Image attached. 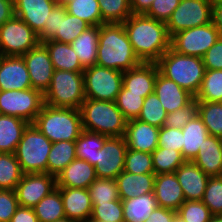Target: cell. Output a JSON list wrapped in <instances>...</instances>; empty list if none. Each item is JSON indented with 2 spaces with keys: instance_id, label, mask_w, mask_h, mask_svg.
Returning a JSON list of instances; mask_svg holds the SVG:
<instances>
[{
  "instance_id": "1",
  "label": "cell",
  "mask_w": 222,
  "mask_h": 222,
  "mask_svg": "<svg viewBox=\"0 0 222 222\" xmlns=\"http://www.w3.org/2000/svg\"><path fill=\"white\" fill-rule=\"evenodd\" d=\"M123 26L141 62L156 63L170 48L171 37L164 22L144 14H132L123 22Z\"/></svg>"
},
{
  "instance_id": "2",
  "label": "cell",
  "mask_w": 222,
  "mask_h": 222,
  "mask_svg": "<svg viewBox=\"0 0 222 222\" xmlns=\"http://www.w3.org/2000/svg\"><path fill=\"white\" fill-rule=\"evenodd\" d=\"M140 63L123 23H104L99 26L96 65L124 72Z\"/></svg>"
},
{
  "instance_id": "3",
  "label": "cell",
  "mask_w": 222,
  "mask_h": 222,
  "mask_svg": "<svg viewBox=\"0 0 222 222\" xmlns=\"http://www.w3.org/2000/svg\"><path fill=\"white\" fill-rule=\"evenodd\" d=\"M79 110L83 130L108 137L124 136L128 120L115 101L86 98Z\"/></svg>"
},
{
  "instance_id": "4",
  "label": "cell",
  "mask_w": 222,
  "mask_h": 222,
  "mask_svg": "<svg viewBox=\"0 0 222 222\" xmlns=\"http://www.w3.org/2000/svg\"><path fill=\"white\" fill-rule=\"evenodd\" d=\"M33 124L52 143L76 141L83 131L80 110L75 108L44 104Z\"/></svg>"
},
{
  "instance_id": "5",
  "label": "cell",
  "mask_w": 222,
  "mask_h": 222,
  "mask_svg": "<svg viewBox=\"0 0 222 222\" xmlns=\"http://www.w3.org/2000/svg\"><path fill=\"white\" fill-rule=\"evenodd\" d=\"M156 63L163 76L196 96L205 73L202 58L182 55L169 48Z\"/></svg>"
},
{
  "instance_id": "6",
  "label": "cell",
  "mask_w": 222,
  "mask_h": 222,
  "mask_svg": "<svg viewBox=\"0 0 222 222\" xmlns=\"http://www.w3.org/2000/svg\"><path fill=\"white\" fill-rule=\"evenodd\" d=\"M51 147L52 142L33 123H29L14 153L22 173H47V160Z\"/></svg>"
},
{
  "instance_id": "7",
  "label": "cell",
  "mask_w": 222,
  "mask_h": 222,
  "mask_svg": "<svg viewBox=\"0 0 222 222\" xmlns=\"http://www.w3.org/2000/svg\"><path fill=\"white\" fill-rule=\"evenodd\" d=\"M86 99L83 72L55 70L44 93V103L51 107L80 109Z\"/></svg>"
},
{
  "instance_id": "8",
  "label": "cell",
  "mask_w": 222,
  "mask_h": 222,
  "mask_svg": "<svg viewBox=\"0 0 222 222\" xmlns=\"http://www.w3.org/2000/svg\"><path fill=\"white\" fill-rule=\"evenodd\" d=\"M85 97L116 101L123 84V72L93 65L83 71Z\"/></svg>"
},
{
  "instance_id": "9",
  "label": "cell",
  "mask_w": 222,
  "mask_h": 222,
  "mask_svg": "<svg viewBox=\"0 0 222 222\" xmlns=\"http://www.w3.org/2000/svg\"><path fill=\"white\" fill-rule=\"evenodd\" d=\"M44 94L34 88L0 90V114L22 118L33 123L44 105Z\"/></svg>"
},
{
  "instance_id": "10",
  "label": "cell",
  "mask_w": 222,
  "mask_h": 222,
  "mask_svg": "<svg viewBox=\"0 0 222 222\" xmlns=\"http://www.w3.org/2000/svg\"><path fill=\"white\" fill-rule=\"evenodd\" d=\"M39 43L38 34L15 15L0 27V55L22 56Z\"/></svg>"
},
{
  "instance_id": "11",
  "label": "cell",
  "mask_w": 222,
  "mask_h": 222,
  "mask_svg": "<svg viewBox=\"0 0 222 222\" xmlns=\"http://www.w3.org/2000/svg\"><path fill=\"white\" fill-rule=\"evenodd\" d=\"M213 22L179 31L171 36L170 48L176 53L202 58L220 37Z\"/></svg>"
},
{
  "instance_id": "12",
  "label": "cell",
  "mask_w": 222,
  "mask_h": 222,
  "mask_svg": "<svg viewBox=\"0 0 222 222\" xmlns=\"http://www.w3.org/2000/svg\"><path fill=\"white\" fill-rule=\"evenodd\" d=\"M212 4L213 0H181L166 23L169 36L212 22Z\"/></svg>"
},
{
  "instance_id": "13",
  "label": "cell",
  "mask_w": 222,
  "mask_h": 222,
  "mask_svg": "<svg viewBox=\"0 0 222 222\" xmlns=\"http://www.w3.org/2000/svg\"><path fill=\"white\" fill-rule=\"evenodd\" d=\"M57 187L56 177L48 173L23 174L15 188L18 204L33 208Z\"/></svg>"
},
{
  "instance_id": "14",
  "label": "cell",
  "mask_w": 222,
  "mask_h": 222,
  "mask_svg": "<svg viewBox=\"0 0 222 222\" xmlns=\"http://www.w3.org/2000/svg\"><path fill=\"white\" fill-rule=\"evenodd\" d=\"M127 149L124 136L108 137L98 150L97 163L94 166L96 176L115 179L124 169Z\"/></svg>"
},
{
  "instance_id": "15",
  "label": "cell",
  "mask_w": 222,
  "mask_h": 222,
  "mask_svg": "<svg viewBox=\"0 0 222 222\" xmlns=\"http://www.w3.org/2000/svg\"><path fill=\"white\" fill-rule=\"evenodd\" d=\"M22 57L27 66L32 88L44 94L50 86L55 71L46 46L39 43Z\"/></svg>"
},
{
  "instance_id": "16",
  "label": "cell",
  "mask_w": 222,
  "mask_h": 222,
  "mask_svg": "<svg viewBox=\"0 0 222 222\" xmlns=\"http://www.w3.org/2000/svg\"><path fill=\"white\" fill-rule=\"evenodd\" d=\"M29 88H32V85L23 57L0 55V90Z\"/></svg>"
},
{
  "instance_id": "17",
  "label": "cell",
  "mask_w": 222,
  "mask_h": 222,
  "mask_svg": "<svg viewBox=\"0 0 222 222\" xmlns=\"http://www.w3.org/2000/svg\"><path fill=\"white\" fill-rule=\"evenodd\" d=\"M159 68L154 62H141L136 67L123 72V86L128 93L142 94L146 98L154 93V85Z\"/></svg>"
},
{
  "instance_id": "18",
  "label": "cell",
  "mask_w": 222,
  "mask_h": 222,
  "mask_svg": "<svg viewBox=\"0 0 222 222\" xmlns=\"http://www.w3.org/2000/svg\"><path fill=\"white\" fill-rule=\"evenodd\" d=\"M159 129L138 119L128 120L124 134L128 149L152 153L158 147Z\"/></svg>"
},
{
  "instance_id": "19",
  "label": "cell",
  "mask_w": 222,
  "mask_h": 222,
  "mask_svg": "<svg viewBox=\"0 0 222 222\" xmlns=\"http://www.w3.org/2000/svg\"><path fill=\"white\" fill-rule=\"evenodd\" d=\"M61 194L65 216L76 222H88L92 214V202L88 189L56 187Z\"/></svg>"
},
{
  "instance_id": "20",
  "label": "cell",
  "mask_w": 222,
  "mask_h": 222,
  "mask_svg": "<svg viewBox=\"0 0 222 222\" xmlns=\"http://www.w3.org/2000/svg\"><path fill=\"white\" fill-rule=\"evenodd\" d=\"M56 4V0H14V13L39 34Z\"/></svg>"
},
{
  "instance_id": "21",
  "label": "cell",
  "mask_w": 222,
  "mask_h": 222,
  "mask_svg": "<svg viewBox=\"0 0 222 222\" xmlns=\"http://www.w3.org/2000/svg\"><path fill=\"white\" fill-rule=\"evenodd\" d=\"M174 173L186 201L202 200L209 176L192 161H186Z\"/></svg>"
},
{
  "instance_id": "22",
  "label": "cell",
  "mask_w": 222,
  "mask_h": 222,
  "mask_svg": "<svg viewBox=\"0 0 222 222\" xmlns=\"http://www.w3.org/2000/svg\"><path fill=\"white\" fill-rule=\"evenodd\" d=\"M153 193L158 206L176 212L186 201L175 173L155 175Z\"/></svg>"
},
{
  "instance_id": "23",
  "label": "cell",
  "mask_w": 222,
  "mask_h": 222,
  "mask_svg": "<svg viewBox=\"0 0 222 222\" xmlns=\"http://www.w3.org/2000/svg\"><path fill=\"white\" fill-rule=\"evenodd\" d=\"M154 93L158 96L166 113H172L188 104L194 96L174 81L167 79L160 72L154 85Z\"/></svg>"
},
{
  "instance_id": "24",
  "label": "cell",
  "mask_w": 222,
  "mask_h": 222,
  "mask_svg": "<svg viewBox=\"0 0 222 222\" xmlns=\"http://www.w3.org/2000/svg\"><path fill=\"white\" fill-rule=\"evenodd\" d=\"M96 179L94 166L76 158L56 177V182L57 187L88 189Z\"/></svg>"
},
{
  "instance_id": "25",
  "label": "cell",
  "mask_w": 222,
  "mask_h": 222,
  "mask_svg": "<svg viewBox=\"0 0 222 222\" xmlns=\"http://www.w3.org/2000/svg\"><path fill=\"white\" fill-rule=\"evenodd\" d=\"M192 162L209 177L222 176V139L209 135Z\"/></svg>"
},
{
  "instance_id": "26",
  "label": "cell",
  "mask_w": 222,
  "mask_h": 222,
  "mask_svg": "<svg viewBox=\"0 0 222 222\" xmlns=\"http://www.w3.org/2000/svg\"><path fill=\"white\" fill-rule=\"evenodd\" d=\"M115 180L121 200H128L154 191V173L134 174L122 171Z\"/></svg>"
},
{
  "instance_id": "27",
  "label": "cell",
  "mask_w": 222,
  "mask_h": 222,
  "mask_svg": "<svg viewBox=\"0 0 222 222\" xmlns=\"http://www.w3.org/2000/svg\"><path fill=\"white\" fill-rule=\"evenodd\" d=\"M182 132V156L186 161H193L209 132L199 115L190 120L182 128Z\"/></svg>"
},
{
  "instance_id": "28",
  "label": "cell",
  "mask_w": 222,
  "mask_h": 222,
  "mask_svg": "<svg viewBox=\"0 0 222 222\" xmlns=\"http://www.w3.org/2000/svg\"><path fill=\"white\" fill-rule=\"evenodd\" d=\"M49 54L55 70H66L72 72H83L79 58L69 43H61L49 40L43 43Z\"/></svg>"
},
{
  "instance_id": "29",
  "label": "cell",
  "mask_w": 222,
  "mask_h": 222,
  "mask_svg": "<svg viewBox=\"0 0 222 222\" xmlns=\"http://www.w3.org/2000/svg\"><path fill=\"white\" fill-rule=\"evenodd\" d=\"M99 43V26H90L70 44L84 68L96 65Z\"/></svg>"
},
{
  "instance_id": "30",
  "label": "cell",
  "mask_w": 222,
  "mask_h": 222,
  "mask_svg": "<svg viewBox=\"0 0 222 222\" xmlns=\"http://www.w3.org/2000/svg\"><path fill=\"white\" fill-rule=\"evenodd\" d=\"M28 124L22 118L0 114V153H15Z\"/></svg>"
},
{
  "instance_id": "31",
  "label": "cell",
  "mask_w": 222,
  "mask_h": 222,
  "mask_svg": "<svg viewBox=\"0 0 222 222\" xmlns=\"http://www.w3.org/2000/svg\"><path fill=\"white\" fill-rule=\"evenodd\" d=\"M76 158L75 141L52 143L47 160V173L57 177Z\"/></svg>"
},
{
  "instance_id": "32",
  "label": "cell",
  "mask_w": 222,
  "mask_h": 222,
  "mask_svg": "<svg viewBox=\"0 0 222 222\" xmlns=\"http://www.w3.org/2000/svg\"><path fill=\"white\" fill-rule=\"evenodd\" d=\"M124 222H144L158 206L154 193L122 200Z\"/></svg>"
},
{
  "instance_id": "33",
  "label": "cell",
  "mask_w": 222,
  "mask_h": 222,
  "mask_svg": "<svg viewBox=\"0 0 222 222\" xmlns=\"http://www.w3.org/2000/svg\"><path fill=\"white\" fill-rule=\"evenodd\" d=\"M90 25L84 20L70 15L64 5L59 4V24L56 36L52 39L61 43H71Z\"/></svg>"
},
{
  "instance_id": "34",
  "label": "cell",
  "mask_w": 222,
  "mask_h": 222,
  "mask_svg": "<svg viewBox=\"0 0 222 222\" xmlns=\"http://www.w3.org/2000/svg\"><path fill=\"white\" fill-rule=\"evenodd\" d=\"M108 136L83 130L76 142L77 158L89 162L92 166L97 163L98 150L103 147Z\"/></svg>"
},
{
  "instance_id": "35",
  "label": "cell",
  "mask_w": 222,
  "mask_h": 222,
  "mask_svg": "<svg viewBox=\"0 0 222 222\" xmlns=\"http://www.w3.org/2000/svg\"><path fill=\"white\" fill-rule=\"evenodd\" d=\"M39 222H53L65 218L60 191L56 188L33 207Z\"/></svg>"
},
{
  "instance_id": "36",
  "label": "cell",
  "mask_w": 222,
  "mask_h": 222,
  "mask_svg": "<svg viewBox=\"0 0 222 222\" xmlns=\"http://www.w3.org/2000/svg\"><path fill=\"white\" fill-rule=\"evenodd\" d=\"M64 6L70 15L79 17L90 26H100L105 23L102 20L98 0H74Z\"/></svg>"
},
{
  "instance_id": "37",
  "label": "cell",
  "mask_w": 222,
  "mask_h": 222,
  "mask_svg": "<svg viewBox=\"0 0 222 222\" xmlns=\"http://www.w3.org/2000/svg\"><path fill=\"white\" fill-rule=\"evenodd\" d=\"M151 155L155 175L174 173L186 162L182 153L173 149L157 147Z\"/></svg>"
},
{
  "instance_id": "38",
  "label": "cell",
  "mask_w": 222,
  "mask_h": 222,
  "mask_svg": "<svg viewBox=\"0 0 222 222\" xmlns=\"http://www.w3.org/2000/svg\"><path fill=\"white\" fill-rule=\"evenodd\" d=\"M195 98L198 102L222 101V70H205L201 87Z\"/></svg>"
},
{
  "instance_id": "39",
  "label": "cell",
  "mask_w": 222,
  "mask_h": 222,
  "mask_svg": "<svg viewBox=\"0 0 222 222\" xmlns=\"http://www.w3.org/2000/svg\"><path fill=\"white\" fill-rule=\"evenodd\" d=\"M22 171L14 153H0V189L15 190Z\"/></svg>"
},
{
  "instance_id": "40",
  "label": "cell",
  "mask_w": 222,
  "mask_h": 222,
  "mask_svg": "<svg viewBox=\"0 0 222 222\" xmlns=\"http://www.w3.org/2000/svg\"><path fill=\"white\" fill-rule=\"evenodd\" d=\"M198 115L203 120L209 135L222 139L221 102H198Z\"/></svg>"
},
{
  "instance_id": "41",
  "label": "cell",
  "mask_w": 222,
  "mask_h": 222,
  "mask_svg": "<svg viewBox=\"0 0 222 222\" xmlns=\"http://www.w3.org/2000/svg\"><path fill=\"white\" fill-rule=\"evenodd\" d=\"M105 23H123L132 15L130 0H98Z\"/></svg>"
},
{
  "instance_id": "42",
  "label": "cell",
  "mask_w": 222,
  "mask_h": 222,
  "mask_svg": "<svg viewBox=\"0 0 222 222\" xmlns=\"http://www.w3.org/2000/svg\"><path fill=\"white\" fill-rule=\"evenodd\" d=\"M166 116L167 113L162 107L158 96L152 93L144 98V103L137 119L161 128L164 126Z\"/></svg>"
},
{
  "instance_id": "43",
  "label": "cell",
  "mask_w": 222,
  "mask_h": 222,
  "mask_svg": "<svg viewBox=\"0 0 222 222\" xmlns=\"http://www.w3.org/2000/svg\"><path fill=\"white\" fill-rule=\"evenodd\" d=\"M92 203H107L119 200L117 183L115 179L100 178L89 186Z\"/></svg>"
},
{
  "instance_id": "44",
  "label": "cell",
  "mask_w": 222,
  "mask_h": 222,
  "mask_svg": "<svg viewBox=\"0 0 222 222\" xmlns=\"http://www.w3.org/2000/svg\"><path fill=\"white\" fill-rule=\"evenodd\" d=\"M92 214L89 221L124 222L122 200L107 203H92Z\"/></svg>"
},
{
  "instance_id": "45",
  "label": "cell",
  "mask_w": 222,
  "mask_h": 222,
  "mask_svg": "<svg viewBox=\"0 0 222 222\" xmlns=\"http://www.w3.org/2000/svg\"><path fill=\"white\" fill-rule=\"evenodd\" d=\"M115 102L127 120L137 119L144 103V97L142 94L128 93V89L122 85Z\"/></svg>"
},
{
  "instance_id": "46",
  "label": "cell",
  "mask_w": 222,
  "mask_h": 222,
  "mask_svg": "<svg viewBox=\"0 0 222 222\" xmlns=\"http://www.w3.org/2000/svg\"><path fill=\"white\" fill-rule=\"evenodd\" d=\"M123 171L134 174L154 173L151 153L127 149Z\"/></svg>"
},
{
  "instance_id": "47",
  "label": "cell",
  "mask_w": 222,
  "mask_h": 222,
  "mask_svg": "<svg viewBox=\"0 0 222 222\" xmlns=\"http://www.w3.org/2000/svg\"><path fill=\"white\" fill-rule=\"evenodd\" d=\"M212 215H222V176L209 177L201 200Z\"/></svg>"
},
{
  "instance_id": "48",
  "label": "cell",
  "mask_w": 222,
  "mask_h": 222,
  "mask_svg": "<svg viewBox=\"0 0 222 222\" xmlns=\"http://www.w3.org/2000/svg\"><path fill=\"white\" fill-rule=\"evenodd\" d=\"M177 216L184 222H209L212 214L200 201H185L177 211Z\"/></svg>"
},
{
  "instance_id": "49",
  "label": "cell",
  "mask_w": 222,
  "mask_h": 222,
  "mask_svg": "<svg viewBox=\"0 0 222 222\" xmlns=\"http://www.w3.org/2000/svg\"><path fill=\"white\" fill-rule=\"evenodd\" d=\"M198 115V101L194 97L188 104L181 109L172 113H168L165 119L164 126L182 129L190 120Z\"/></svg>"
},
{
  "instance_id": "50",
  "label": "cell",
  "mask_w": 222,
  "mask_h": 222,
  "mask_svg": "<svg viewBox=\"0 0 222 222\" xmlns=\"http://www.w3.org/2000/svg\"><path fill=\"white\" fill-rule=\"evenodd\" d=\"M181 0H154L149 10L144 14L147 17L167 23Z\"/></svg>"
},
{
  "instance_id": "51",
  "label": "cell",
  "mask_w": 222,
  "mask_h": 222,
  "mask_svg": "<svg viewBox=\"0 0 222 222\" xmlns=\"http://www.w3.org/2000/svg\"><path fill=\"white\" fill-rule=\"evenodd\" d=\"M182 129L162 126L159 129L158 147L182 152Z\"/></svg>"
},
{
  "instance_id": "52",
  "label": "cell",
  "mask_w": 222,
  "mask_h": 222,
  "mask_svg": "<svg viewBox=\"0 0 222 222\" xmlns=\"http://www.w3.org/2000/svg\"><path fill=\"white\" fill-rule=\"evenodd\" d=\"M18 207L15 190L0 189V222H10Z\"/></svg>"
},
{
  "instance_id": "53",
  "label": "cell",
  "mask_w": 222,
  "mask_h": 222,
  "mask_svg": "<svg viewBox=\"0 0 222 222\" xmlns=\"http://www.w3.org/2000/svg\"><path fill=\"white\" fill-rule=\"evenodd\" d=\"M205 70H222V36L202 57Z\"/></svg>"
},
{
  "instance_id": "54",
  "label": "cell",
  "mask_w": 222,
  "mask_h": 222,
  "mask_svg": "<svg viewBox=\"0 0 222 222\" xmlns=\"http://www.w3.org/2000/svg\"><path fill=\"white\" fill-rule=\"evenodd\" d=\"M59 24V4L57 3L45 21L43 30L38 34L40 43L52 40L56 34Z\"/></svg>"
},
{
  "instance_id": "55",
  "label": "cell",
  "mask_w": 222,
  "mask_h": 222,
  "mask_svg": "<svg viewBox=\"0 0 222 222\" xmlns=\"http://www.w3.org/2000/svg\"><path fill=\"white\" fill-rule=\"evenodd\" d=\"M177 212L157 206L144 222H174Z\"/></svg>"
},
{
  "instance_id": "56",
  "label": "cell",
  "mask_w": 222,
  "mask_h": 222,
  "mask_svg": "<svg viewBox=\"0 0 222 222\" xmlns=\"http://www.w3.org/2000/svg\"><path fill=\"white\" fill-rule=\"evenodd\" d=\"M10 222H39L33 208L19 206Z\"/></svg>"
},
{
  "instance_id": "57",
  "label": "cell",
  "mask_w": 222,
  "mask_h": 222,
  "mask_svg": "<svg viewBox=\"0 0 222 222\" xmlns=\"http://www.w3.org/2000/svg\"><path fill=\"white\" fill-rule=\"evenodd\" d=\"M14 15V0H0V27Z\"/></svg>"
},
{
  "instance_id": "58",
  "label": "cell",
  "mask_w": 222,
  "mask_h": 222,
  "mask_svg": "<svg viewBox=\"0 0 222 222\" xmlns=\"http://www.w3.org/2000/svg\"><path fill=\"white\" fill-rule=\"evenodd\" d=\"M212 22L222 36V0H213Z\"/></svg>"
},
{
  "instance_id": "59",
  "label": "cell",
  "mask_w": 222,
  "mask_h": 222,
  "mask_svg": "<svg viewBox=\"0 0 222 222\" xmlns=\"http://www.w3.org/2000/svg\"><path fill=\"white\" fill-rule=\"evenodd\" d=\"M154 0H130L132 14H145Z\"/></svg>"
},
{
  "instance_id": "60",
  "label": "cell",
  "mask_w": 222,
  "mask_h": 222,
  "mask_svg": "<svg viewBox=\"0 0 222 222\" xmlns=\"http://www.w3.org/2000/svg\"><path fill=\"white\" fill-rule=\"evenodd\" d=\"M209 222H222V215H212Z\"/></svg>"
},
{
  "instance_id": "61",
  "label": "cell",
  "mask_w": 222,
  "mask_h": 222,
  "mask_svg": "<svg viewBox=\"0 0 222 222\" xmlns=\"http://www.w3.org/2000/svg\"><path fill=\"white\" fill-rule=\"evenodd\" d=\"M53 222H76V221L70 220L69 218L65 217L63 219L56 220V221H53Z\"/></svg>"
},
{
  "instance_id": "62",
  "label": "cell",
  "mask_w": 222,
  "mask_h": 222,
  "mask_svg": "<svg viewBox=\"0 0 222 222\" xmlns=\"http://www.w3.org/2000/svg\"><path fill=\"white\" fill-rule=\"evenodd\" d=\"M58 4H62L65 5L66 3L70 2V1H74V0H56Z\"/></svg>"
},
{
  "instance_id": "63",
  "label": "cell",
  "mask_w": 222,
  "mask_h": 222,
  "mask_svg": "<svg viewBox=\"0 0 222 222\" xmlns=\"http://www.w3.org/2000/svg\"><path fill=\"white\" fill-rule=\"evenodd\" d=\"M174 222H184V221L180 219V217L176 216V218L174 219Z\"/></svg>"
}]
</instances>
